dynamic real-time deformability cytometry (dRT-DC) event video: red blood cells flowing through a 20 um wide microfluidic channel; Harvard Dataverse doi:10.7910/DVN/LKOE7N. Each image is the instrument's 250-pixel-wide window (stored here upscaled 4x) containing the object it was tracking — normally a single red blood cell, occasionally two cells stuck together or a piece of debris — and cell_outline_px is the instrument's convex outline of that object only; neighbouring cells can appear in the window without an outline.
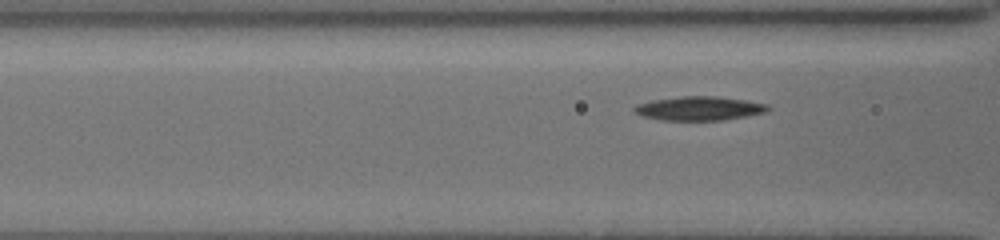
{"species": "common noctule bat (a hibernating species)", "species_latin": "Nyctalus noctula", "temperature_condition": "cold", "stored_images_in_passage": 7, "camera_frame_rate_fps": 3000, "um_per_image_px": 0.085, "animal": {"sex": "female", "body_mass_g": 19.5, "forearm_length_mm": 54.1}, "frame": {"image": 1, "passage_image": 5, "time_ms": 1.333, "image_size_px": [1000, 240], "cell_outline_px": [[772, 108], [768, 112], [724, 120], [664, 120], [644, 116], [636, 112], [632, 108], [636, 104], [652, 100], [680, 96], [716, 96], [744, 100], [768, 104]], "centroid_in_image_um": [59.48, 9.21], "position_along_channel_um": 107.1, "area_um2": 18.67}}